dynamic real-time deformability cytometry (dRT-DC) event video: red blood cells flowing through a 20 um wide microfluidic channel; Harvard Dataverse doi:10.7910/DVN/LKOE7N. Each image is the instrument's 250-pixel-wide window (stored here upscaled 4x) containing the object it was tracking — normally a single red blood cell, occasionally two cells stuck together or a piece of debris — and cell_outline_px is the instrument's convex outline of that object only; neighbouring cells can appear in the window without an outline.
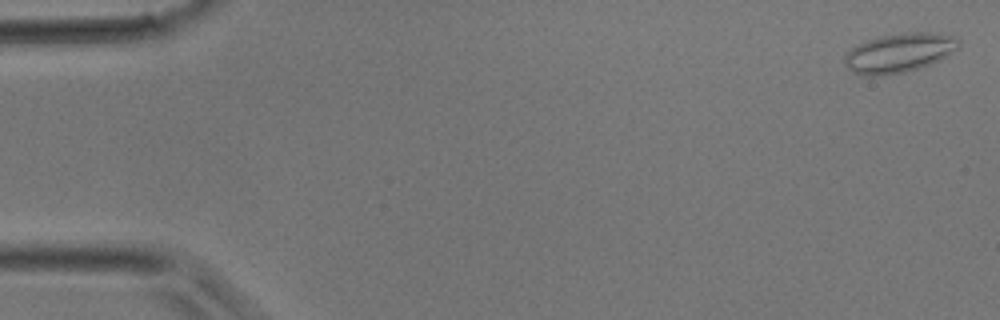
{"species": "common noctule bat (a hibernating species)", "species_latin": "Nyctalus noctula", "temperature_condition": "room temperature", "stored_images_in_passage": 7, "camera_frame_rate_fps": 3000, "um_per_image_px": 0.085, "animal": {"sex": "male", "body_mass_g": 17.9}, "frame": {"image": 1, "passage_image": 1, "time_ms": 0.0, "image_size_px": [1000, 320], "cell_outline_px": [[960, 44], [948, 56], [940, 60], [920, 68], [904, 72], [880, 76], [864, 76], [852, 72], [844, 64], [844, 56], [852, 48], [868, 40], [880, 36], [908, 32], [932, 32], [956, 36], [960, 40]], "centroid_in_image_um": [76.45, 4.5], "position_along_channel_um": 8.6, "area_um2": 26.18}}